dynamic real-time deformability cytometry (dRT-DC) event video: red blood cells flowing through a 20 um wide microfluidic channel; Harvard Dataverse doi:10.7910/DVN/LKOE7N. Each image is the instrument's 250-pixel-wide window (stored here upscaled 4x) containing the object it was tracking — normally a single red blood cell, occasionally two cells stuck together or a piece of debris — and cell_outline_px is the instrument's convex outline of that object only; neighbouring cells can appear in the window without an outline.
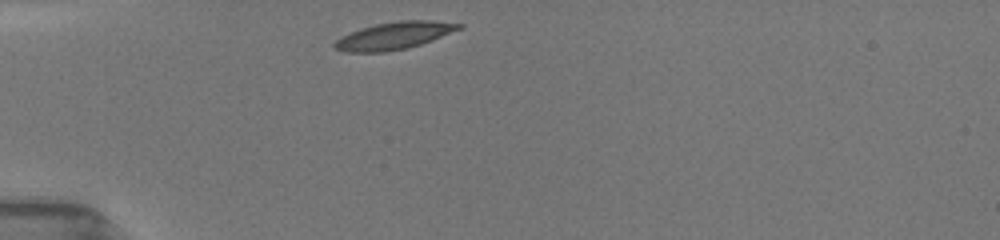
{"species": "common noctule bat (a hibernating species)", "species_latin": "Nyctalus noctula", "temperature_condition": "room temperature", "stored_images_in_passage": 24, "camera_frame_rate_fps": 3000, "um_per_image_px": 0.085, "animal": {"sex": "female", "body_mass_g": 19.5, "forearm_length_mm": 54.1}, "frame": {"image": 1, "passage_image": 1, "time_ms": 0.0, "image_size_px": [1000, 240], "cell_outline_px": [[464, 28], [432, 40], [408, 48], [384, 52], [344, 52], [336, 48], [332, 44], [340, 36], [360, 28], [376, 24], [400, 20], [432, 20], [464, 24]], "centroid_in_image_um": [33.52, 3.02], "position_along_channel_um": 51.5, "area_um2": 19.94}}
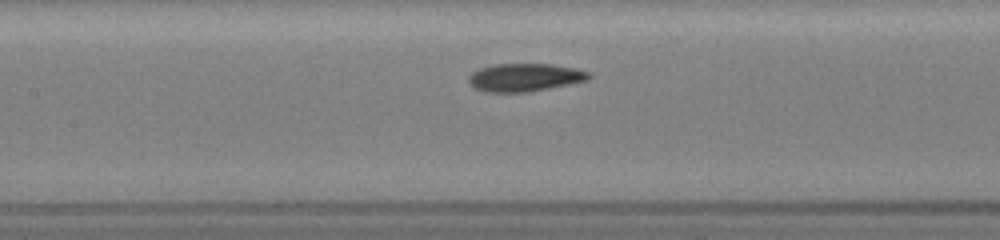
{"frame": {"image": 2, "passage_image": 9, "time_ms": 3.333, "image_size_px": [1000, 240], "cell_outline_px": [[592, 76], [588, 80], [528, 92], [484, 92], [468, 84], [468, 76], [472, 72], [480, 68], [496, 64], [552, 64], [576, 68], [588, 72]], "centroid_in_image_um": [44.58, 6.58], "position_along_channel_um": 162.8, "area_um2": 19.59}}
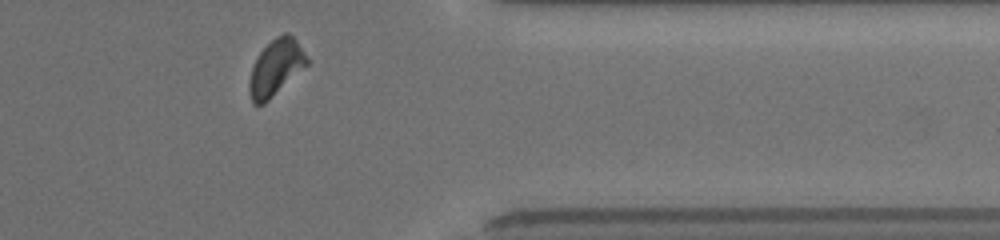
{"frame": {"image": 3, "passage_image": 22, "time_ms": 9.333, "image_size_px": [1000, 240], "cell_outline_px": [[308, 64], [264, 104], [252, 104], [248, 88], [248, 84], [252, 68], [260, 52], [276, 36], [284, 32], [288, 32], [296, 40], [304, 52], [308, 60]], "centroid_in_image_um": [23.43, 5.75], "position_along_channel_um": 388.0, "area_um2": 18.5}, "authors_computed_cell_mechanics": {"area_um2": 19.3052, "velocity_mm_per_s": 3.9301, "shape_relaxation_time_tau1_ms": 2.3351, "shape_relaxation_time_tau2_ms": 2.7243, "deformation_change_tau1": 0.1264, "deformation_change_tau2": 0.0714}}